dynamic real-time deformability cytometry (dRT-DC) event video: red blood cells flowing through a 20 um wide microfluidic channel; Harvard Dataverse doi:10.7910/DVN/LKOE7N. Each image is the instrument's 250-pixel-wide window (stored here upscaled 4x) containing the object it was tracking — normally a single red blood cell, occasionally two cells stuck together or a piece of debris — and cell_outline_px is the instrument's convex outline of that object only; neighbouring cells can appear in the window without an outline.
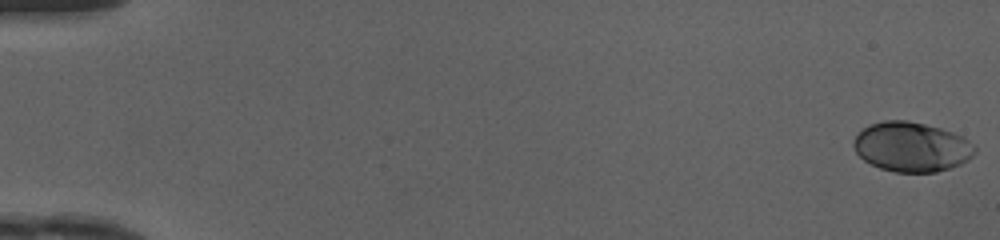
{"species": "human", "species_latin": "Homo sapiens", "temperature_condition": "cold", "stored_images_in_passage": 50, "camera_frame_rate_fps": 3000, "um_per_image_px": 0.085, "donor": {"sex": "female"}, "frame": {"image": 1, "passage_image": 1, "time_ms": 0.0, "image_size_px": [1000, 240], "cell_outline_px": [[976, 152], [968, 160], [960, 164], [936, 172], [896, 172], [880, 168], [864, 160], [856, 152], [852, 144], [856, 136], [868, 124], [884, 120], [908, 120], [940, 128], [964, 136], [976, 148]], "centroid_in_image_um": [77.49, 12.47], "position_along_channel_um": 7.5, "area_um2": 35.03}}
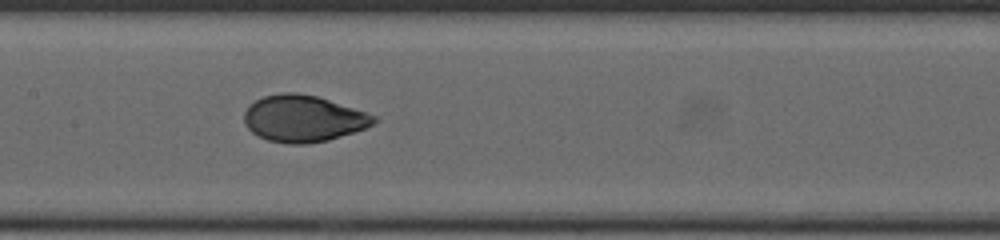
{"frame": {"image": 2, "passage_image": 26, "time_ms": 8.333, "image_size_px": [1000, 240], "cell_outline_px": [[376, 120], [372, 124], [364, 128], [328, 140], [304, 144], [284, 144], [268, 140], [252, 132], [244, 124], [244, 112], [256, 100], [264, 96], [284, 92], [296, 92], [316, 96], [376, 116]], "centroid_in_image_um": [25.73, 10.08], "position_along_channel_um": 181.7, "area_um2": 34.68}}
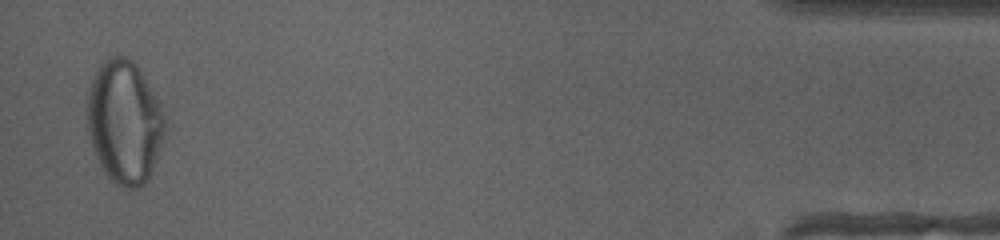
{"frame": {"image": 3, "passage_image": 49, "time_ms": 16.0, "image_size_px": [1000, 240], "cell_outline_px": [[164, 132], [152, 172], [148, 180], [140, 188], [124, 188], [116, 184], [108, 176], [100, 164], [96, 156], [92, 144], [88, 128], [88, 92], [92, 80], [100, 64], [108, 56], [124, 56], [132, 60], [136, 64], [164, 112]], "centroid_in_image_um": [10.57, 10.38], "position_along_channel_um": 424.6, "area_um2": 54.97}, "authors_computed_cell_mechanics": {"area_um2": 34.9979, "velocity_mm_per_s": 4.1836, "shape_relaxation_time_tau1_ms": 3.5803, "shape_relaxation_time_tau2_ms": null, "deformation_change_tau1": 0.1642, "deformation_change_tau2": null}}